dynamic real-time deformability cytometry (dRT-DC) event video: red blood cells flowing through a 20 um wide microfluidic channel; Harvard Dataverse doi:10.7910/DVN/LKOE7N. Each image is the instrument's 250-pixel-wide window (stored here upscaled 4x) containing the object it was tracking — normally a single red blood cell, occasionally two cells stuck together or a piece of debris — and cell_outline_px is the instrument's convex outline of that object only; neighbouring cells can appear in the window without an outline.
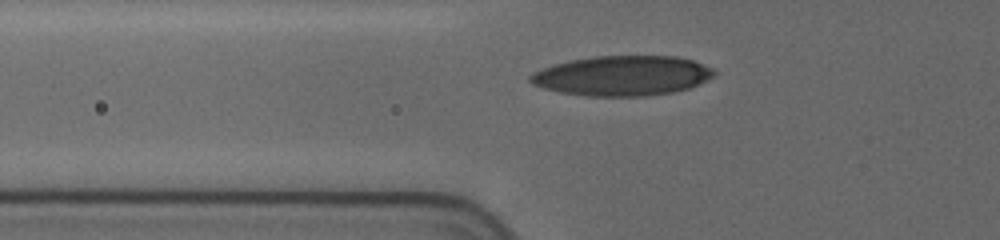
{"species": "human", "species_latin": "Homo sapiens", "temperature_condition": "cold", "stored_images_in_passage": 32, "camera_frame_rate_fps": 3000, "um_per_image_px": 0.085, "donor": {"sex": "female"}, "frame": {"image": 1, "passage_image": 10, "time_ms": 4.0, "image_size_px": [1000, 240], "cell_outline_px": [[716, 72], [712, 76], [688, 88], [672, 92], [644, 96], [588, 96], [560, 92], [544, 88], [532, 84], [528, 80], [528, 76], [532, 72], [568, 60], [592, 56], [676, 56], [692, 60], [712, 68]], "centroid_in_image_um": [52.84, 6.43], "position_along_channel_um": 73.0, "area_um2": 42.54}}
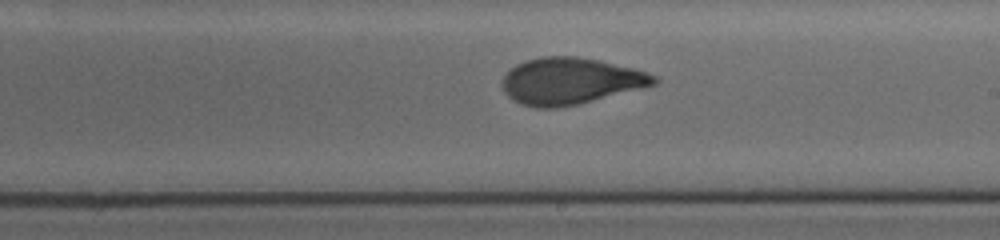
{"frame": {"image": 2, "passage_image": 21, "time_ms": 8.667, "image_size_px": [1000, 240], "cell_outline_px": [[660, 80], [656, 84], [576, 104], [556, 108], [536, 108], [520, 104], [512, 100], [504, 92], [500, 84], [504, 76], [516, 64], [524, 60], [540, 56], [576, 56], [600, 60], [648, 72], [656, 76]], "centroid_in_image_um": [48.44, 6.88], "position_along_channel_um": 240.6, "area_um2": 41.15}}
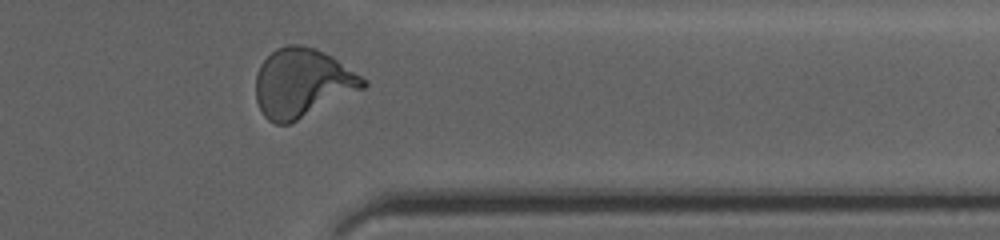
{"frame": {"image": 3, "passage_image": 30, "time_ms": 12.667, "image_size_px": [1000, 240], "cell_outline_px": [[368, 84], [364, 88], [288, 124], [276, 124], [268, 120], [264, 116], [256, 100], [256, 76], [260, 64], [276, 48], [288, 44], [304, 44], [316, 48], [332, 56], [368, 80]], "centroid_in_image_um": [25.69, 7.02], "position_along_channel_um": 385.7, "area_um2": 42.89}, "authors_computed_cell_mechanics": {"area_um2": 40.6045, "velocity_mm_per_s": 3.6729, "shape_relaxation_time_tau1_ms": 5.4174, "shape_relaxation_time_tau2_ms": 1.1192, "deformation_change_tau1": 0.1954, "deformation_change_tau2": 0.0699}}